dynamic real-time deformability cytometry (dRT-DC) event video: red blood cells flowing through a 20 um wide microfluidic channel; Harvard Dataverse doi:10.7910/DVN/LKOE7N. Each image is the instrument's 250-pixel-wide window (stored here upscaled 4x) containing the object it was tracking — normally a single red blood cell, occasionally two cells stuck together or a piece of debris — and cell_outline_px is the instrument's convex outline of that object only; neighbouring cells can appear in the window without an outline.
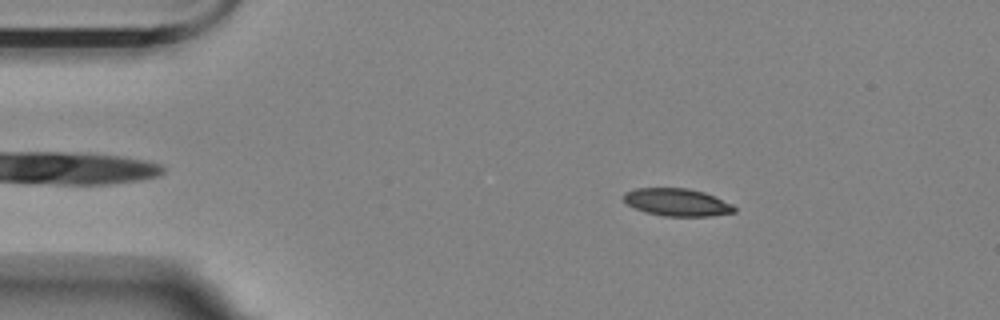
{"species": "Egyptian fruit bat (a non-hibernating species)", "species_latin": "Rousettus aegyptiacus", "temperature_condition": "room temperature", "stored_images_in_passage": 48, "camera_frame_rate_fps": 3000, "um_per_image_px": 0.085, "animal": {"sex": "female"}, "frame": {"image": 1, "passage_image": 9, "time_ms": 2.667, "image_size_px": [1000, 320], "cell_outline_px": [[736, 212], [712, 216], [664, 216], [648, 212], [636, 208], [628, 204], [624, 200], [624, 192], [636, 188], [688, 188], [704, 192], [732, 204], [736, 208]], "centroid_in_image_um": [57.58, 17.19], "position_along_channel_um": 27.4, "area_um2": 17.63}}
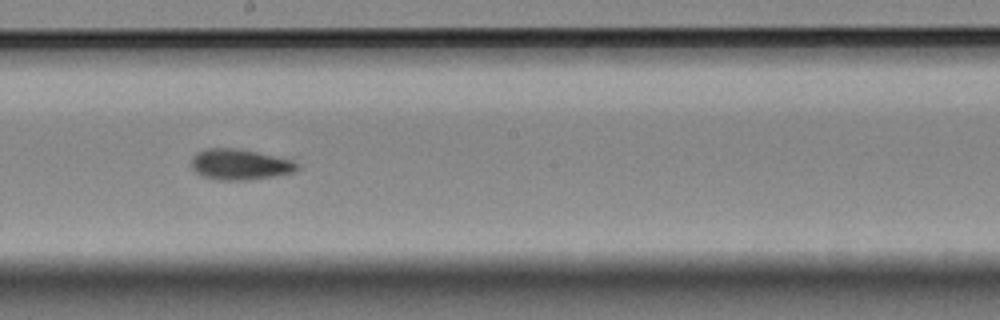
{"frame": {"image": 2, "passage_image": 31, "time_ms": 10.0, "image_size_px": [1000, 320], "cell_outline_px": [[300, 168], [296, 172], [276, 176], [248, 180], [216, 180], [204, 176], [196, 172], [192, 168], [192, 156], [196, 152], [204, 148], [232, 148], [256, 152], [292, 160], [300, 164]], "centroid_in_image_um": [20.41, 13.98], "position_along_channel_um": 227.8, "area_um2": 19.07}}
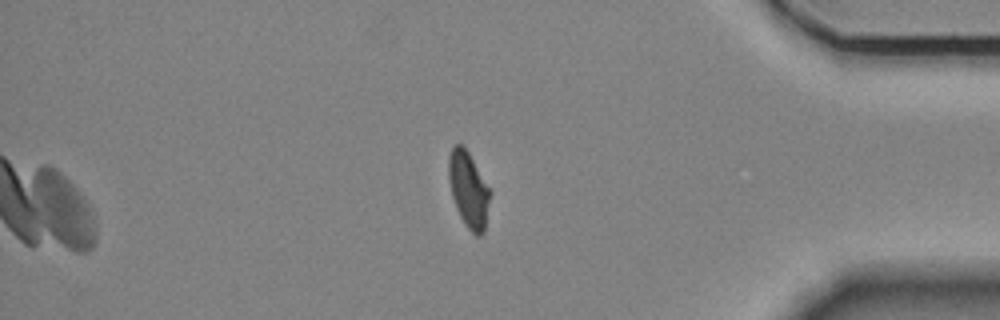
{"frame": {"image": 3, "passage_image": 48, "time_ms": 15.667, "image_size_px": [1000, 320], "cell_outline_px": [[492, 192], [484, 232], [480, 236], [476, 236], [464, 224], [456, 208], [452, 196], [448, 180], [448, 156], [452, 144], [460, 144], [468, 152]], "centroid_in_image_um": [39.82, 16.12], "position_along_channel_um": 395.4, "area_um2": 18.5}, "authors_computed_cell_mechanics": {"area_um2": 18.6983, "velocity_mm_per_s": 3.4711, "shape_relaxation_time_tau1_ms": 8.555, "shape_relaxation_time_tau2_ms": 2.1795, "deformation_change_tau1": 0.2156, "deformation_change_tau2": 0.0809}}